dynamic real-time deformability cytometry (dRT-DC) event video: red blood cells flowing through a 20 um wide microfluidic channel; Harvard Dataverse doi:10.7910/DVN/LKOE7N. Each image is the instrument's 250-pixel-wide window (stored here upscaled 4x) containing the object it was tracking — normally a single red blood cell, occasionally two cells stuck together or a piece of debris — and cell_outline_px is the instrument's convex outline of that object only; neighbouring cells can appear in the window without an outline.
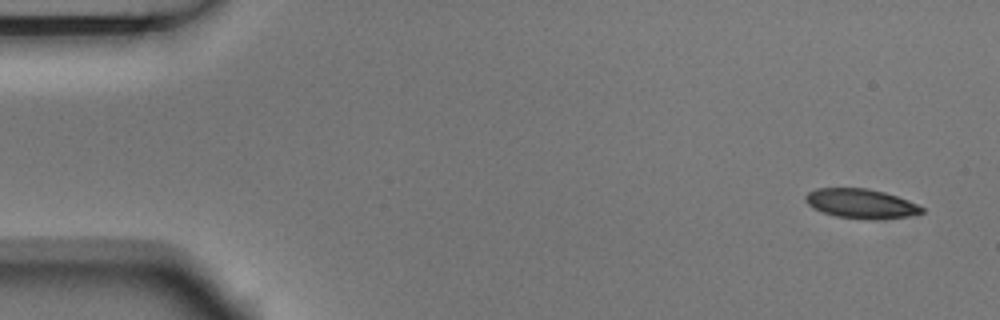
{"species": "Egyptian fruit bat (a non-hibernating species)", "species_latin": "Rousettus aegyptiacus", "temperature_condition": "room temperature", "stored_images_in_passage": 6, "segment_of_instrument_passage": [2, 2], "camera_frame_rate_fps": 3000, "um_per_image_px": 0.085, "animal": {"sex": "male"}, "frame": {"image": 1, "passage_image": 6, "time_ms": 1.667, "image_size_px": [1000, 320], "cell_outline_px": [[924, 212], [908, 216], [836, 216], [824, 212], [808, 204], [804, 200], [804, 196], [808, 192], [816, 188], [868, 188], [884, 192], [908, 200], [924, 208]], "centroid_in_image_um": [73.13, 17.23], "position_along_channel_um": 11.9, "area_um2": 18.79}}